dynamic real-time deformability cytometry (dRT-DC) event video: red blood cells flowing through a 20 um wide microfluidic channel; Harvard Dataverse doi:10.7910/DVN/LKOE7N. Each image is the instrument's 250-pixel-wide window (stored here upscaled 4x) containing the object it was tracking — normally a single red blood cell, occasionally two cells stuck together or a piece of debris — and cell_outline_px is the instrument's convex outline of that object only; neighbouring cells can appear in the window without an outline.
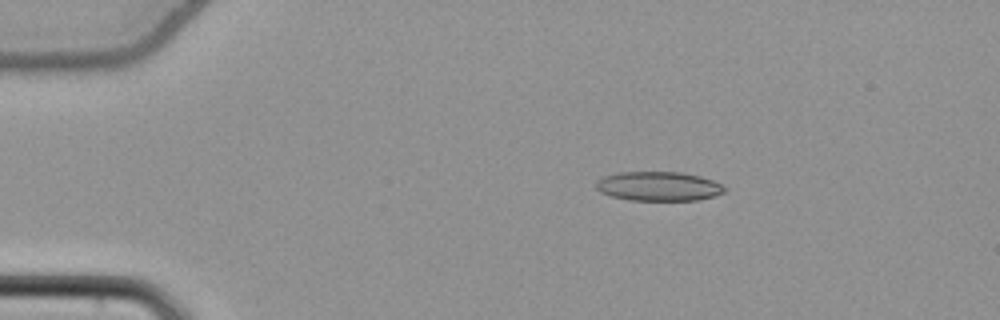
{"species": "common noctule bat (a hibernating species)", "species_latin": "Nyctalus noctula", "temperature_condition": "cold", "stored_images_in_passage": 46, "camera_frame_rate_fps": 3000, "um_per_image_px": 0.085, "animal": {"sex": "female", "body_mass_g": 22.7, "forearm_length_mm": 54.2}, "frame": {"image": 1, "passage_image": 2, "time_ms": 0.333, "image_size_px": [1000, 320], "cell_outline_px": [[728, 188], [724, 192], [716, 196], [696, 200], [628, 200], [612, 196], [600, 192], [596, 188], [596, 180], [604, 176], [616, 172], [680, 172], [700, 176], [712, 180]], "centroid_in_image_um": [55.97, 15.83], "position_along_channel_um": 29.0, "area_um2": 22.02}}
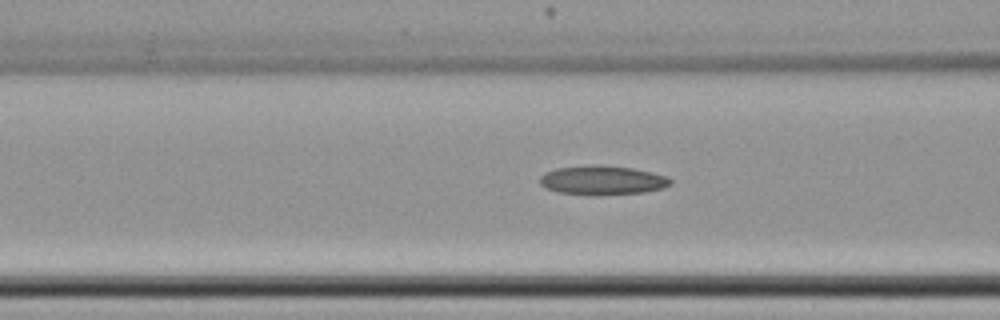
{"frame": {"image": 2, "passage_image": 14, "time_ms": 4.333, "image_size_px": [1000, 320], "cell_outline_px": [[672, 184], [664, 188], [644, 192], [596, 196], [592, 196], [560, 192], [548, 188], [540, 184], [540, 176], [544, 172], [556, 168], [592, 164], [600, 164], [632, 168], [652, 172], [668, 176], [672, 180]], "centroid_in_image_um": [51.23, 15.32], "position_along_channel_um": 115.4, "area_um2": 22.6}}
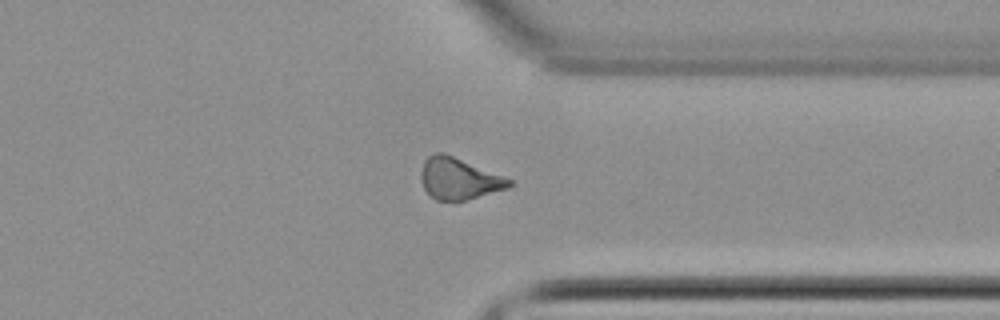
{"frame": {"image": 3, "passage_image": 34, "time_ms": 11.0, "image_size_px": [1000, 320], "cell_outline_px": [[512, 184], [508, 188], [468, 200], [436, 200], [424, 188], [420, 180], [420, 172], [424, 160], [428, 156], [436, 152], [444, 152], [512, 180]], "centroid_in_image_um": [38.97, 15.18], "position_along_channel_um": 372.4, "area_um2": 21.21}}